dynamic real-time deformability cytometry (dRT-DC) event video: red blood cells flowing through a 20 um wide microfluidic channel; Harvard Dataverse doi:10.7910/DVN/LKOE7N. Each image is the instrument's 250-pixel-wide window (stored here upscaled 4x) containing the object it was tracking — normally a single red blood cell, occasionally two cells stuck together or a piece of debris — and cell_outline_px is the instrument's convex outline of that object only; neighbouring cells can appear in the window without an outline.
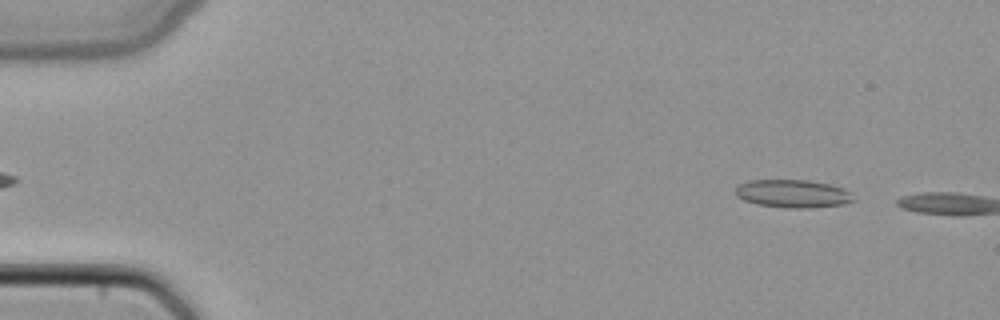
{"species": "common noctule bat (a hibernating species)", "species_latin": "Nyctalus noctula", "temperature_condition": "cold", "stored_images_in_passage": 5, "camera_frame_rate_fps": 3000, "um_per_image_px": 0.085, "animal": {"sex": "female", "body_mass_g": 22.7, "forearm_length_mm": 54.2}, "frame": {"image": 1, "passage_image": 3, "time_ms": 0.667, "image_size_px": [1000, 320], "cell_outline_px": [[856, 200], [844, 204], [812, 208], [788, 208], [756, 204], [744, 200], [736, 196], [736, 188], [740, 184], [748, 180], [808, 180], [828, 184], [844, 188], [852, 192]], "centroid_in_image_um": [67.43, 16.46], "position_along_channel_um": 17.6, "area_um2": 19.42}}